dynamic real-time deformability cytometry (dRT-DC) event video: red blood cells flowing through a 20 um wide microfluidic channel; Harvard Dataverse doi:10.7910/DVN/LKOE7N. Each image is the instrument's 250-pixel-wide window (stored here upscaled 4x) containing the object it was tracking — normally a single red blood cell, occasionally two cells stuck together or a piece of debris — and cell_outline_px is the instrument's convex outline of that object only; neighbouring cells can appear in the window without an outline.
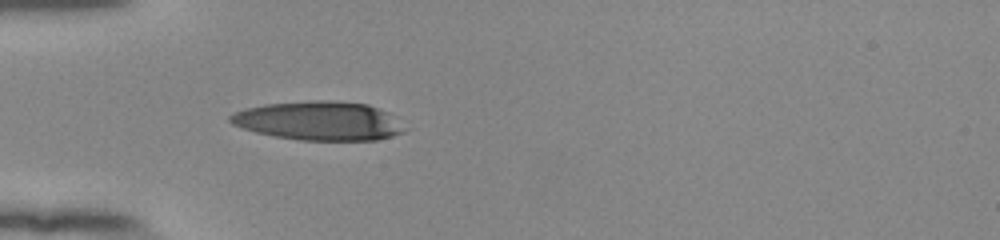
{"species": "human", "species_latin": "Homo sapiens", "temperature_condition": "room temperature", "stored_images_in_passage": 37, "camera_frame_rate_fps": 3000, "um_per_image_px": 0.085, "donor": {"sex": "female"}, "frame": {"image": 1, "passage_image": 1, "time_ms": 0.0, "image_size_px": [1000, 240], "cell_outline_px": [[412, 128], [404, 132], [392, 136], [376, 140], [300, 140], [276, 136], [256, 132], [232, 124], [228, 120], [228, 116], [244, 108], [264, 104], [316, 100], [328, 100], [368, 104], [388, 112]], "centroid_in_image_um": [27.19, 10.27], "position_along_channel_um": 57.8, "area_um2": 39.82}}
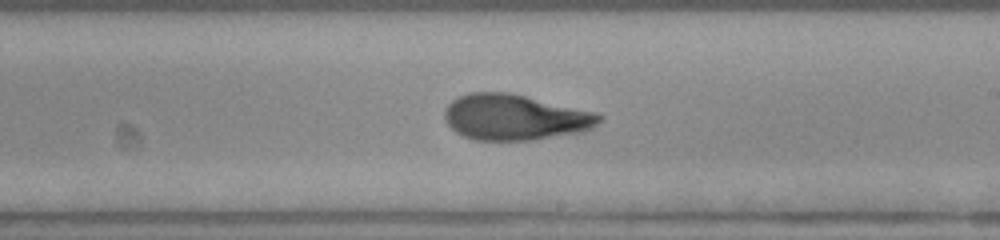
{"frame": {"image": 2, "passage_image": 16, "time_ms": 5.0, "image_size_px": [1000, 240], "cell_outline_px": [[604, 116], [592, 128], [580, 132], [532, 140], [472, 140], [456, 132], [444, 120], [444, 112], [448, 104], [452, 100], [468, 92], [508, 92], [600, 112]], "centroid_in_image_um": [43.78, 9.96], "position_along_channel_um": 245.2, "area_um2": 41.5}}
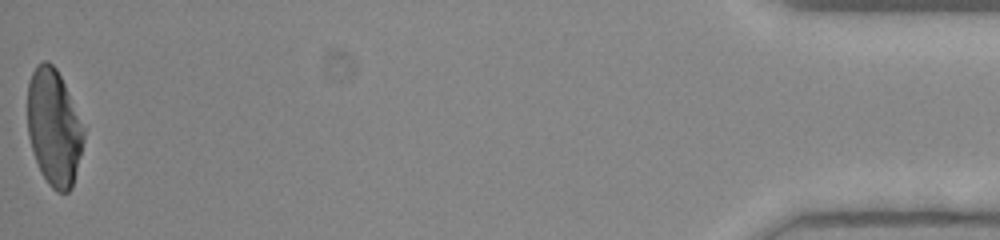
{"frame": {"image": 3, "passage_image": 37, "time_ms": 12.0, "image_size_px": [1000, 240], "cell_outline_px": [[84, 140], [72, 188], [68, 192], [56, 192], [48, 184], [40, 172], [28, 136], [28, 80], [36, 64], [44, 60], [48, 60], [56, 68], [64, 84], [84, 132]], "centroid_in_image_um": [4.55, 10.84], "position_along_channel_um": 430.6, "area_um2": 37.69}, "authors_computed_cell_mechanics": {"area_um2": 40.6912, "velocity_mm_per_s": 3.9158, "shape_relaxation_time_tau1_ms": 6.3084, "shape_relaxation_time_tau2_ms": 1.2879, "deformation_change_tau1": 0.2586, "deformation_change_tau2": 0.0778}}